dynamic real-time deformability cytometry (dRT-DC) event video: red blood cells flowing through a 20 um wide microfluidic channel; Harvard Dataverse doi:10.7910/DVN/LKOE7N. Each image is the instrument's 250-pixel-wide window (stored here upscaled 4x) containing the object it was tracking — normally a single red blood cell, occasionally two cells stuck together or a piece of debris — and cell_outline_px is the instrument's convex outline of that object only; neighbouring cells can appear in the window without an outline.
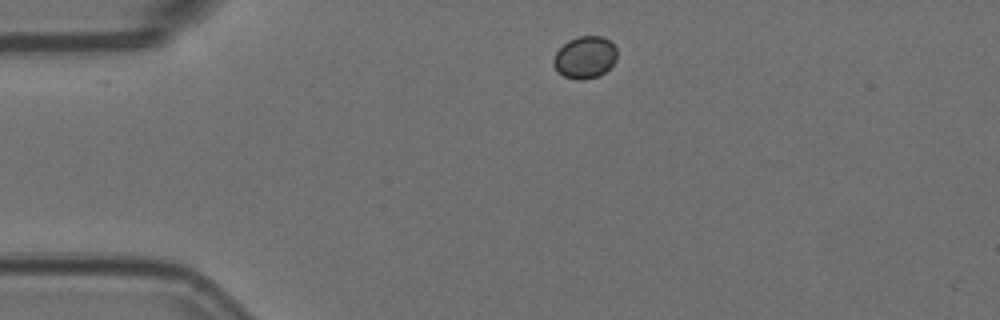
{"species": "Egyptian fruit bat (a non-hibernating species)", "species_latin": "Rousettus aegyptiacus", "temperature_condition": "room temperature", "stored_images_in_passage": 44, "camera_frame_rate_fps": 3000, "um_per_image_px": 0.085, "animal": {"sex": "female"}, "frame": {"image": 1, "passage_image": 1, "time_ms": 0.0, "image_size_px": [1000, 320], "cell_outline_px": [[616, 60], [604, 72], [596, 76], [584, 80], [576, 80], [564, 76], [556, 72], [552, 64], [552, 60], [556, 52], [568, 40], [580, 36], [600, 36], [608, 40], [616, 48]], "centroid_in_image_um": [49.67, 4.89], "position_along_channel_um": 35.3, "area_um2": 15.55}}
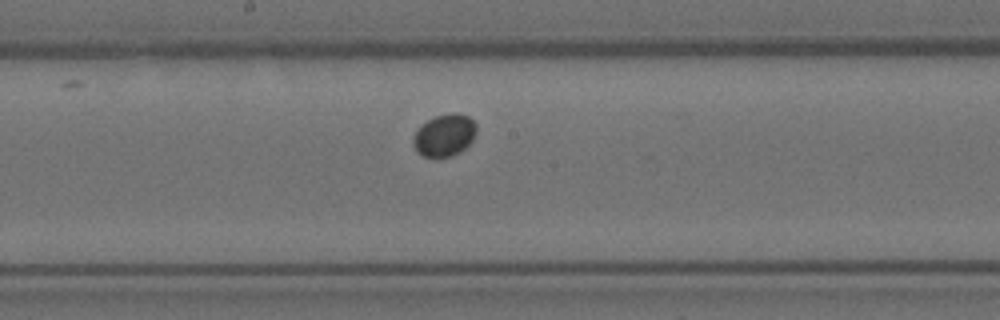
{"frame": {"image": 2, "passage_image": 19, "time_ms": 6.0, "image_size_px": [1000, 320], "cell_outline_px": [[476, 132], [472, 140], [460, 152], [452, 156], [436, 160], [424, 156], [416, 152], [412, 144], [412, 136], [420, 124], [436, 116], [452, 112], [456, 112], [468, 116], [476, 124]], "centroid_in_image_um": [37.73, 11.53], "position_along_channel_um": 210.5, "area_um2": 16.01}}
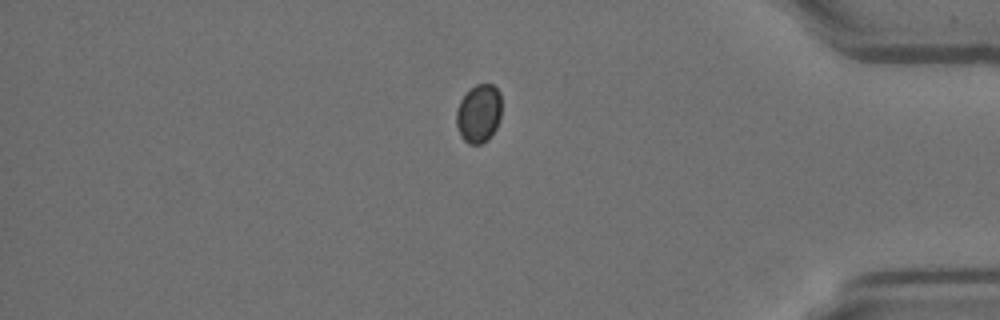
{"frame": {"image": 3, "passage_image": 37, "time_ms": 12.0, "image_size_px": [1000, 320], "cell_outline_px": [[500, 116], [496, 128], [488, 140], [480, 144], [468, 144], [460, 136], [456, 124], [456, 112], [460, 100], [476, 84], [492, 84], [500, 92]], "centroid_in_image_um": [40.68, 9.67], "position_along_channel_um": 394.5, "area_um2": 15.32}}